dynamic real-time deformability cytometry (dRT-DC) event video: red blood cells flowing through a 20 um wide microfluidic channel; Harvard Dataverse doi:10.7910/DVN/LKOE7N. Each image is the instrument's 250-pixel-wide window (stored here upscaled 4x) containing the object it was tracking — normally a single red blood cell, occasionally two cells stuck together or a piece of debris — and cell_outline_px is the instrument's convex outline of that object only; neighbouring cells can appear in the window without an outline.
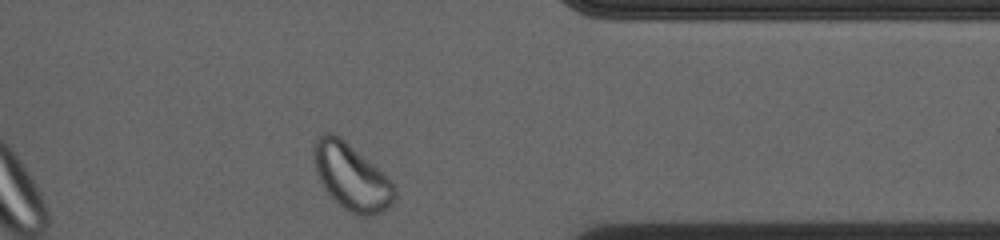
{"species": "common noctule bat (a hibernating species)", "species_latin": "Nyctalus noctula", "temperature_condition": "cold", "stored_images_in_passage": 31, "camera_frame_rate_fps": 3000, "um_per_image_px": 0.085, "animal": {"sex": "female", "body_mass_g": 23.0, "forearm_length_mm": 53.4}, "frame": {"image": 1, "passage_image": 31, "time_ms": 10.0, "image_size_px": [1000, 240], "cell_outline_px": [[396, 200], [384, 212], [372, 216], [360, 216], [344, 208], [324, 188], [316, 172], [312, 160], [312, 144], [316, 136], [324, 132], [332, 132], [340, 136], [376, 168], [392, 184], [396, 192]], "centroid_in_image_um": [29.82, 15.02], "position_along_channel_um": 381.6, "area_um2": 30.98}, "authors_computed_cell_mechanics": {"area_um2": 27.3972, "velocity_mm_per_s": 3.6296, "shape_relaxation_time_tau1_ms": null, "shape_relaxation_time_tau2_ms": 1.4862, "deformation_change_tau1": null, "deformation_change_tau2": 0.0446}}